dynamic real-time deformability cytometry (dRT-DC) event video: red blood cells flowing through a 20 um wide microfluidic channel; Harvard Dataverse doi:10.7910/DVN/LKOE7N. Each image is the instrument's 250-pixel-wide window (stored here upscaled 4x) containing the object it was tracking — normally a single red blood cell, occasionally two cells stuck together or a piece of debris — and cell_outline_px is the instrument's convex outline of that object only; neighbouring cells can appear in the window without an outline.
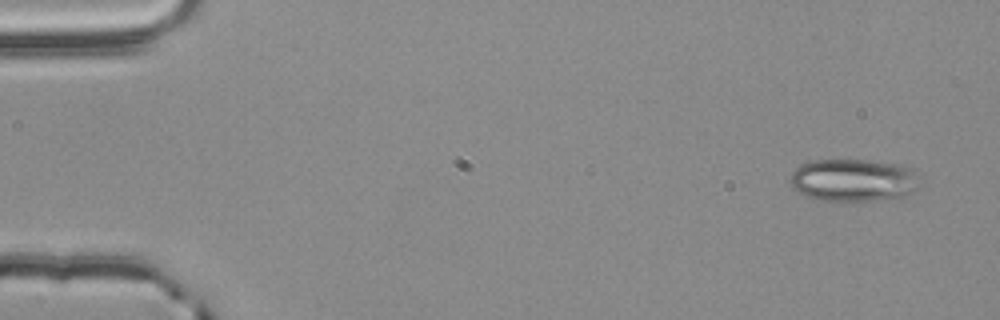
{"species": "common noctule bat (a hibernating species)", "species_latin": "Nyctalus noctula", "temperature_condition": "room temperature", "stored_images_in_passage": 5, "camera_frame_rate_fps": 3000, "um_per_image_px": 0.085, "animal": {"sex": "male", "body_mass_g": 20.4}, "frame": {"image": 1, "passage_image": 1, "time_ms": 0.0, "image_size_px": [1000, 320], "cell_outline_px": [[916, 188], [912, 192], [904, 196], [872, 200], [824, 200], [804, 196], [792, 188], [792, 172], [800, 164], [812, 160], [868, 160], [896, 164], [916, 168]], "centroid_in_image_um": [72.52, 15.29], "position_along_channel_um": 12.5, "area_um2": 31.85}}